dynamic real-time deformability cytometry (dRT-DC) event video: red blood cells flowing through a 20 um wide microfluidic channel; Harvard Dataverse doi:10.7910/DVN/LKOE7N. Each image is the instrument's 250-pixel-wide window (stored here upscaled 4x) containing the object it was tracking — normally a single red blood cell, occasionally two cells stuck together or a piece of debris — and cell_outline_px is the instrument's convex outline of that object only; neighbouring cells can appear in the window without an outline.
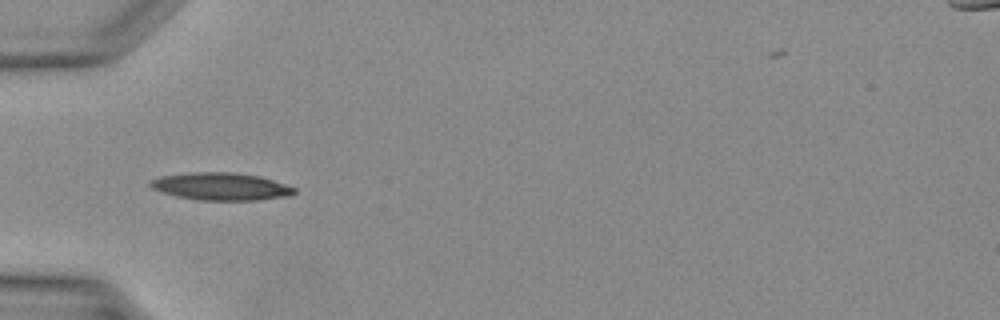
{"species": "Egyptian fruit bat (a non-hibernating species)", "species_latin": "Rousettus aegyptiacus", "temperature_condition": "warm", "stored_images_in_passage": 27, "camera_frame_rate_fps": 3000, "um_per_image_px": 0.085, "animal": {"sex": "female"}, "frame": {"image": 1, "passage_image": 1, "time_ms": 0.0, "image_size_px": [1000, 320], "cell_outline_px": [[296, 192], [288, 196], [256, 200], [200, 200], [176, 196], [160, 192], [152, 188], [148, 184], [148, 180], [160, 176], [192, 172], [236, 172], [260, 176], [296, 188]], "centroid_in_image_um": [18.73, 15.84], "position_along_channel_um": 66.3, "area_um2": 23.18}}
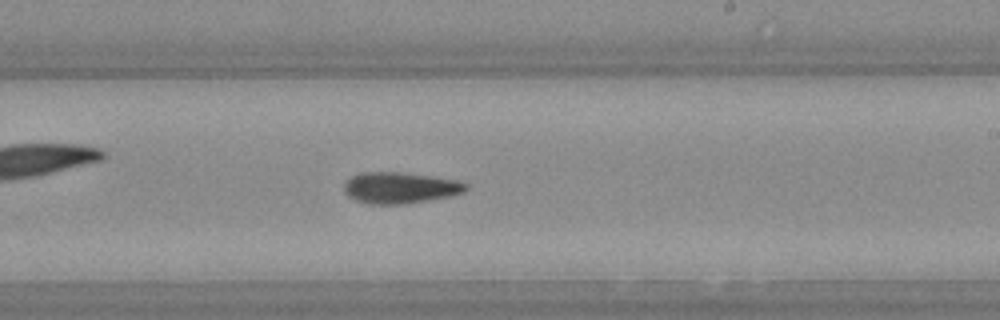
{"frame": {"image": 2, "passage_image": 12, "time_ms": 3.667, "image_size_px": [1000, 320], "cell_outline_px": [[468, 188], [464, 192], [448, 196], [408, 204], [368, 204], [356, 200], [348, 196], [344, 192], [344, 184], [352, 176], [360, 172], [400, 172], [432, 176], [460, 180], [468, 184]], "centroid_in_image_um": [34.02, 15.96], "position_along_channel_um": 255.0, "area_um2": 22.31}}